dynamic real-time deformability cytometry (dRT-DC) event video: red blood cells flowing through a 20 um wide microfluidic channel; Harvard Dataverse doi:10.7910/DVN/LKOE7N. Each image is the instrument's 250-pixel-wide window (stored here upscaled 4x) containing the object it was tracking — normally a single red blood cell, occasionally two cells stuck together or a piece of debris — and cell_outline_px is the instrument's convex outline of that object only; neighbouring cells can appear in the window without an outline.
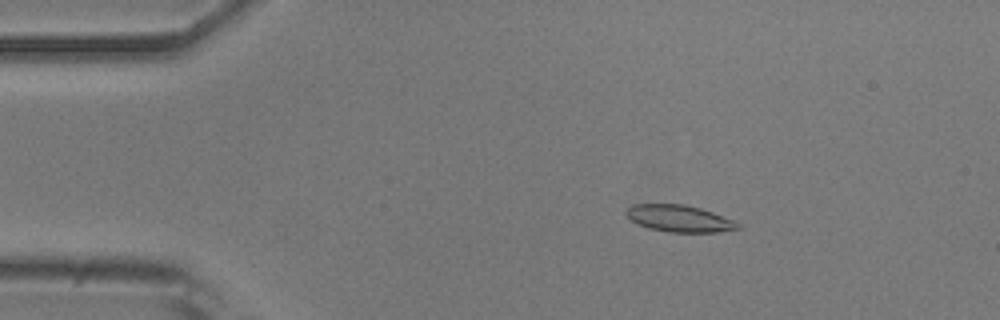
{"species": "common noctule bat (a hibernating species)", "species_latin": "Nyctalus noctula", "temperature_condition": "room temperature", "stored_images_in_passage": 53, "camera_frame_rate_fps": 3000, "um_per_image_px": 0.085, "animal": {"sex": "male", "body_mass_g": 20.5, "forearm_length_mm": 52.5}, "frame": {"image": 1, "passage_image": 9, "time_ms": 2.667, "image_size_px": [1000, 320], "cell_outline_px": [[740, 228], [716, 232], [668, 232], [648, 228], [636, 224], [624, 212], [632, 204], [684, 204], [700, 208], [712, 212], [732, 220], [740, 224]], "centroid_in_image_um": [57.7, 18.57], "position_along_channel_um": 27.3, "area_um2": 17.34}}
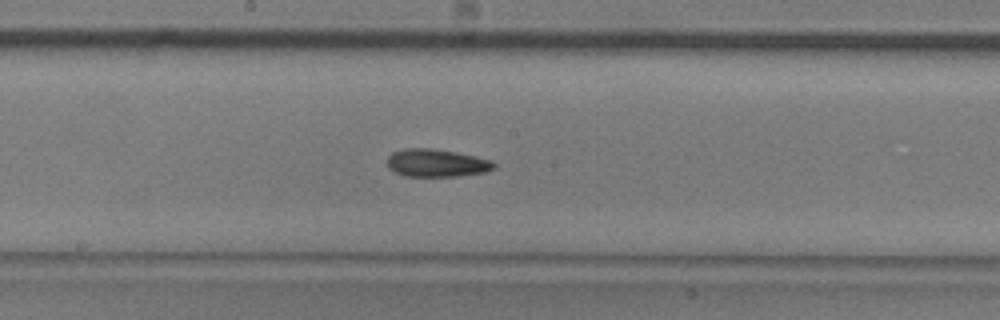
{"frame": {"image": 2, "passage_image": 28, "time_ms": 9.0, "image_size_px": [1000, 320], "cell_outline_px": [[496, 168], [484, 172], [456, 176], [404, 176], [388, 168], [388, 156], [392, 152], [404, 148], [432, 148], [456, 152], [476, 156], [492, 160], [496, 164]], "centroid_in_image_um": [37.11, 13.84], "position_along_channel_um": 211.1, "area_um2": 17.34}}
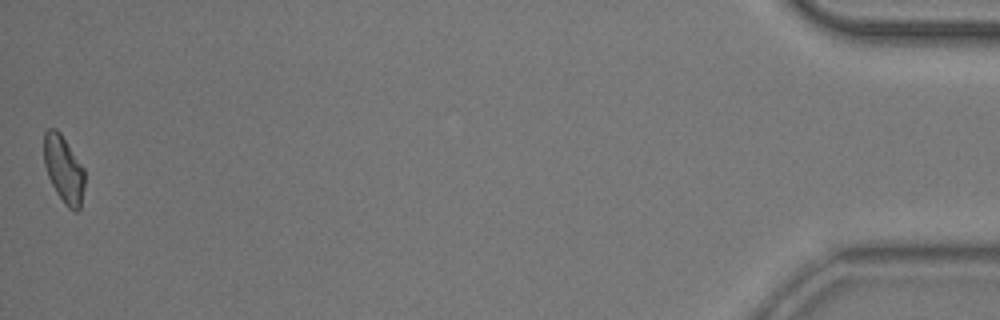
{"frame": {"image": 3, "passage_image": 53, "time_ms": 17.333, "image_size_px": [1000, 320], "cell_outline_px": [[84, 184], [80, 208], [76, 212], [68, 208], [64, 204], [56, 192], [48, 176], [44, 164], [44, 132], [48, 128], [56, 128], [60, 132], [84, 168]], "centroid_in_image_um": [5.41, 14.38], "position_along_channel_um": 429.8, "area_um2": 15.9}, "authors_computed_cell_mechanics": {"area_um2": 17.051, "velocity_mm_per_s": 3.7917, "shape_relaxation_time_tau1_ms": 6.1162, "shape_relaxation_time_tau2_ms": null, "deformation_change_tau1": 0.1491, "deformation_change_tau2": null}}